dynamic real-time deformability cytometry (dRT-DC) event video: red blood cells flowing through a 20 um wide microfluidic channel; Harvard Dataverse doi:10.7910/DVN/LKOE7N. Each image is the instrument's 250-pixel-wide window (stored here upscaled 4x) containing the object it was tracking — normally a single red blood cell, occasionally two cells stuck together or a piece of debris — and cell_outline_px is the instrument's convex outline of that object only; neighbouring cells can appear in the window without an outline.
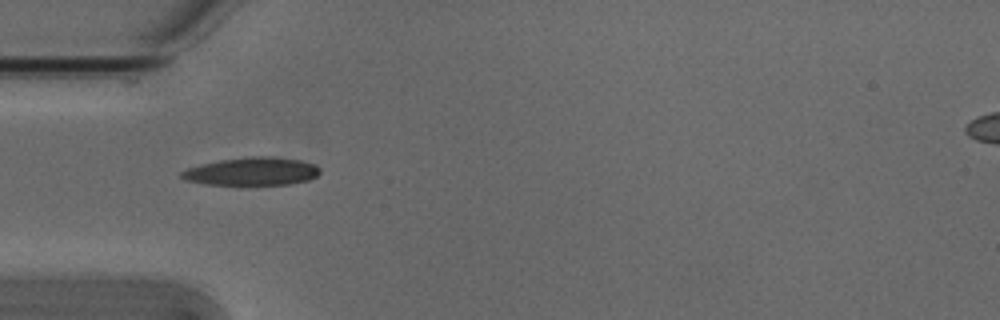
{"species": "Egyptian fruit bat (a non-hibernating species)", "species_latin": "Rousettus aegyptiacus", "temperature_condition": "cold", "stored_images_in_passage": 34, "camera_frame_rate_fps": 3000, "um_per_image_px": 0.085, "animal": {"sex": "male"}, "frame": {"image": 1, "passage_image": 1, "time_ms": 0.0, "image_size_px": [1000, 320], "cell_outline_px": [[320, 172], [316, 176], [308, 180], [288, 184], [240, 188], [204, 184], [184, 180], [180, 176], [180, 172], [188, 168], [200, 164], [220, 160], [248, 156], [268, 156], [300, 160], [316, 164], [320, 168]], "centroid_in_image_um": [21.37, 14.62], "position_along_channel_um": 63.6, "area_um2": 23.76}}
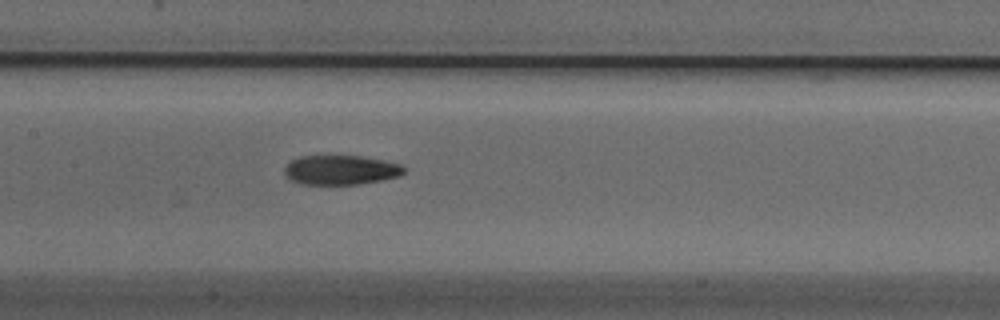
{"frame": {"image": 2, "passage_image": 10, "time_ms": 3.0, "image_size_px": [1000, 320], "cell_outline_px": [[404, 172], [400, 176], [384, 180], [360, 184], [300, 184], [284, 176], [284, 168], [292, 160], [300, 156], [360, 156], [384, 160], [400, 164], [404, 168]], "centroid_in_image_um": [28.97, 14.45], "position_along_channel_um": 178.4, "area_um2": 20.58}}
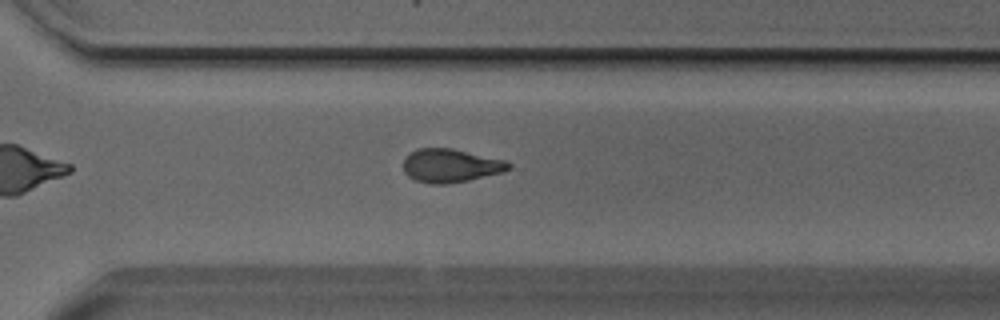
{"frame": {"image": 3, "passage_image": 22, "time_ms": 7.0, "image_size_px": [1000, 320], "cell_outline_px": [[512, 168], [504, 172], [468, 180], [448, 184], [428, 184], [416, 180], [408, 176], [404, 172], [404, 160], [416, 148], [452, 148], [504, 160], [512, 164]], "centroid_in_image_um": [38.32, 14.08], "position_along_channel_um": 332.3, "area_um2": 20.52}, "authors_computed_cell_mechanics": {"area_um2": 20.9814, "velocity_mm_per_s": 3.8564, "shape_relaxation_time_tau1_ms": 3.7723, "shape_relaxation_time_tau2_ms": 5.0931, "deformation_change_tau1": 0.1789, "deformation_change_tau2": 0.1321}}